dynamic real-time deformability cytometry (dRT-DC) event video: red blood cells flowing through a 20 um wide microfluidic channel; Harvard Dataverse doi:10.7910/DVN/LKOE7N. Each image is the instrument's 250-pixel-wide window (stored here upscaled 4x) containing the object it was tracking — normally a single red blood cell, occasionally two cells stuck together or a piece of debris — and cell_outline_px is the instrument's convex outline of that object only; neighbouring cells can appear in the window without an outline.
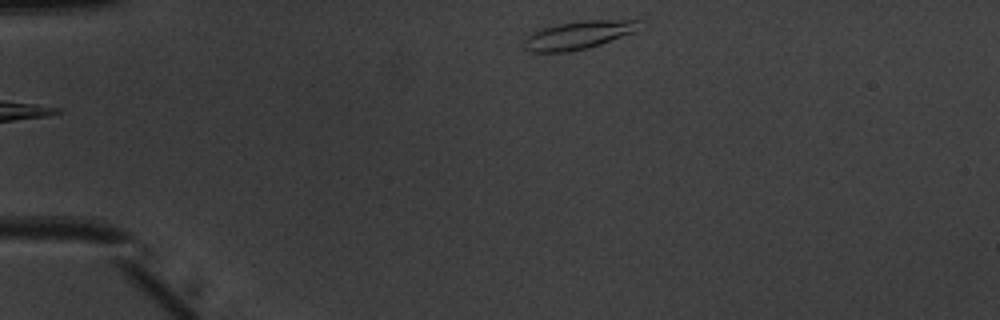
{"species": "common noctule bat (a hibernating species)", "species_latin": "Nyctalus noctula", "temperature_condition": "warm", "stored_images_in_passage": 34, "camera_frame_rate_fps": 3000, "um_per_image_px": 0.085, "animal": {"sex": "male", "body_mass_g": 20.1, "forearm_length_mm": 53.5}, "frame": {"image": 1, "passage_image": 1, "time_ms": 0.0, "image_size_px": [1000, 320], "cell_outline_px": [[640, 20], [636, 32], [588, 48], [568, 52], [528, 52], [524, 48], [524, 40], [532, 32], [540, 28], [560, 24], [584, 20]], "centroid_in_image_um": [49.13, 2.99], "position_along_channel_um": 35.9, "area_um2": 18.84}}
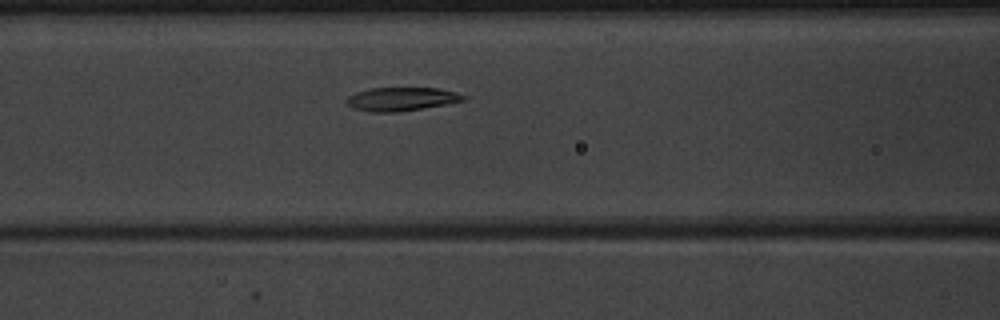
{"frame": {"image": 2, "passage_image": 12, "time_ms": 3.667, "image_size_px": [1000, 320], "cell_outline_px": [[468, 100], [448, 104], [400, 112], [372, 112], [356, 108], [348, 104], [344, 100], [348, 96], [356, 92], [368, 88], [436, 88], [456, 92], [468, 96]], "centroid_in_image_um": [34.18, 8.42], "position_along_channel_um": 132.4, "area_um2": 16.18}}
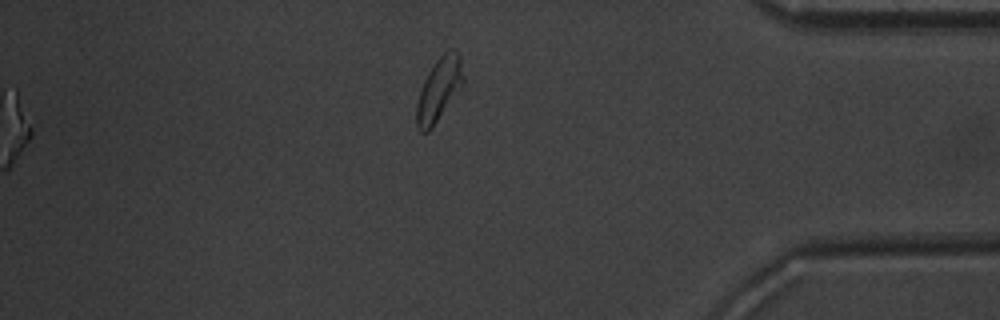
{"frame": {"image": 3, "passage_image": 34, "time_ms": 11.0, "image_size_px": [1000, 320], "cell_outline_px": [[464, 84], [432, 128], [428, 132], [420, 132], [416, 124], [416, 104], [424, 80], [428, 72], [436, 60], [448, 48], [452, 48], [460, 52], [464, 76]], "centroid_in_image_um": [37.34, 7.57], "position_along_channel_um": 397.9, "area_um2": 17.46}, "authors_computed_cell_mechanics": {"area_um2": 16.5597, "velocity_mm_per_s": 3.9845, "shape_relaxation_time_tau1_ms": 2.6752, "shape_relaxation_time_tau2_ms": 2.6953, "deformation_change_tau1": 0.142, "deformation_change_tau2": 0.0791}}